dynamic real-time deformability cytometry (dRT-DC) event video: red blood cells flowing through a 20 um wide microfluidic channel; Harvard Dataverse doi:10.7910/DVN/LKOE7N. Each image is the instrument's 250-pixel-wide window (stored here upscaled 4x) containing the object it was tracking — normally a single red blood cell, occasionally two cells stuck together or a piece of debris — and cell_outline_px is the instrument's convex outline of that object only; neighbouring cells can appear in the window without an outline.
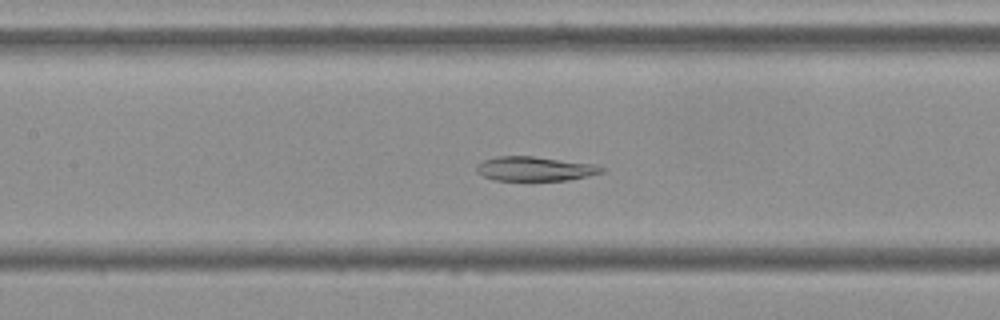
{"species": "Egyptian fruit bat (a non-hibernating species)", "species_latin": "Rousettus aegyptiacus", "temperature_condition": "cold", "stored_images_in_passage": 56, "camera_frame_rate_fps": 3000, "um_per_image_px": 0.085, "frame": {"image": 1, "passage_image": 26, "time_ms": 8.333, "image_size_px": [1000, 320], "cell_outline_px": [[604, 172], [588, 176], [568, 180], [492, 180], [476, 172], [476, 164], [484, 160], [496, 156], [532, 156], [596, 164], [604, 168]], "centroid_in_image_um": [45.45, 14.34], "position_along_channel_um": 161.9, "area_um2": 17.8}}
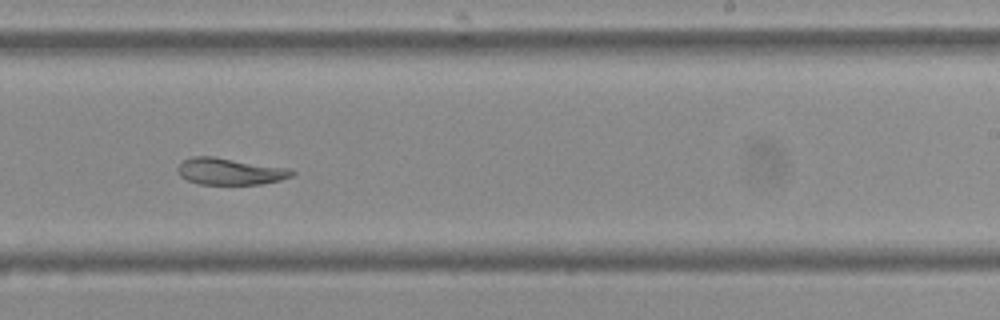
{"frame": {"image": 2, "passage_image": 35, "time_ms": 11.333, "image_size_px": [1000, 320], "cell_outline_px": [[296, 172], [292, 176], [280, 180], [260, 184], [200, 184], [188, 180], [180, 176], [176, 168], [184, 160], [192, 156], [212, 156], [288, 168]], "centroid_in_image_um": [19.53, 14.57], "position_along_channel_um": 269.5, "area_um2": 17.63}}
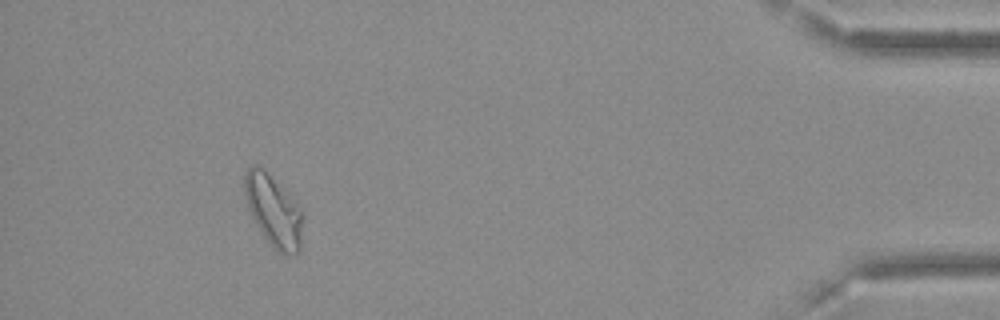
{"frame": {"image": 3, "passage_image": 52, "time_ms": 17.0, "image_size_px": [1000, 320], "cell_outline_px": [[300, 252], [280, 256], [272, 248], [256, 224], [248, 208], [244, 192], [244, 172], [252, 164], [256, 164], [300, 208]], "centroid_in_image_um": [23.18, 17.99], "position_along_channel_um": 412.0, "area_um2": 23.24}, "authors_computed_cell_mechanics": {"area_um2": 21.097, "velocity_mm_per_s": 3.6045, "shape_relaxation_time_tau1_ms": null, "shape_relaxation_time_tau2_ms": 6.9569, "deformation_change_tau1": null, "deformation_change_tau2": 0.0908}}